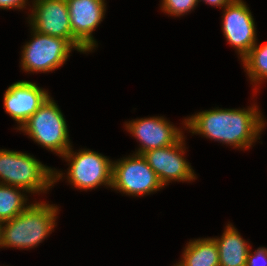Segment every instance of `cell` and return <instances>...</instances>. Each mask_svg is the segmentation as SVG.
Instances as JSON below:
<instances>
[{
    "label": "cell",
    "instance_id": "cell-1",
    "mask_svg": "<svg viewBox=\"0 0 267 266\" xmlns=\"http://www.w3.org/2000/svg\"><path fill=\"white\" fill-rule=\"evenodd\" d=\"M261 112L254 102L247 108L206 109L186 117V130L245 151L255 146L267 126Z\"/></svg>",
    "mask_w": 267,
    "mask_h": 266
},
{
    "label": "cell",
    "instance_id": "cell-2",
    "mask_svg": "<svg viewBox=\"0 0 267 266\" xmlns=\"http://www.w3.org/2000/svg\"><path fill=\"white\" fill-rule=\"evenodd\" d=\"M46 202L32 201L21 214L2 222L1 248L34 249L54 232L60 207Z\"/></svg>",
    "mask_w": 267,
    "mask_h": 266
},
{
    "label": "cell",
    "instance_id": "cell-3",
    "mask_svg": "<svg viewBox=\"0 0 267 266\" xmlns=\"http://www.w3.org/2000/svg\"><path fill=\"white\" fill-rule=\"evenodd\" d=\"M73 149L71 147L61 157L68 164L66 174L54 168V184L66 178L72 188L80 191L101 186L111 189L113 160L88 148H80L78 152Z\"/></svg>",
    "mask_w": 267,
    "mask_h": 266
},
{
    "label": "cell",
    "instance_id": "cell-4",
    "mask_svg": "<svg viewBox=\"0 0 267 266\" xmlns=\"http://www.w3.org/2000/svg\"><path fill=\"white\" fill-rule=\"evenodd\" d=\"M0 184L20 187L31 195L46 194L54 185V168L20 151L0 149Z\"/></svg>",
    "mask_w": 267,
    "mask_h": 266
},
{
    "label": "cell",
    "instance_id": "cell-5",
    "mask_svg": "<svg viewBox=\"0 0 267 266\" xmlns=\"http://www.w3.org/2000/svg\"><path fill=\"white\" fill-rule=\"evenodd\" d=\"M20 132L61 158L71 147L68 124L51 95L20 127Z\"/></svg>",
    "mask_w": 267,
    "mask_h": 266
},
{
    "label": "cell",
    "instance_id": "cell-6",
    "mask_svg": "<svg viewBox=\"0 0 267 266\" xmlns=\"http://www.w3.org/2000/svg\"><path fill=\"white\" fill-rule=\"evenodd\" d=\"M31 39L21 50L20 68L25 73H49L62 67L76 50L66 39L38 33L30 27ZM71 53V54H70Z\"/></svg>",
    "mask_w": 267,
    "mask_h": 266
},
{
    "label": "cell",
    "instance_id": "cell-7",
    "mask_svg": "<svg viewBox=\"0 0 267 266\" xmlns=\"http://www.w3.org/2000/svg\"><path fill=\"white\" fill-rule=\"evenodd\" d=\"M163 188L157 174L142 154L132 153L113 160L111 190L136 198L157 193Z\"/></svg>",
    "mask_w": 267,
    "mask_h": 266
},
{
    "label": "cell",
    "instance_id": "cell-8",
    "mask_svg": "<svg viewBox=\"0 0 267 266\" xmlns=\"http://www.w3.org/2000/svg\"><path fill=\"white\" fill-rule=\"evenodd\" d=\"M76 51L89 54L98 48L93 32L105 19L106 0H66ZM89 52V53H88Z\"/></svg>",
    "mask_w": 267,
    "mask_h": 266
},
{
    "label": "cell",
    "instance_id": "cell-9",
    "mask_svg": "<svg viewBox=\"0 0 267 266\" xmlns=\"http://www.w3.org/2000/svg\"><path fill=\"white\" fill-rule=\"evenodd\" d=\"M221 18L223 36L242 60L258 42L255 19L248 4L243 0H232L223 8Z\"/></svg>",
    "mask_w": 267,
    "mask_h": 266
},
{
    "label": "cell",
    "instance_id": "cell-10",
    "mask_svg": "<svg viewBox=\"0 0 267 266\" xmlns=\"http://www.w3.org/2000/svg\"><path fill=\"white\" fill-rule=\"evenodd\" d=\"M186 139L184 135L173 145L151 149L142 154L164 187L172 182L191 183L198 178L190 162L185 158Z\"/></svg>",
    "mask_w": 267,
    "mask_h": 266
},
{
    "label": "cell",
    "instance_id": "cell-11",
    "mask_svg": "<svg viewBox=\"0 0 267 266\" xmlns=\"http://www.w3.org/2000/svg\"><path fill=\"white\" fill-rule=\"evenodd\" d=\"M125 129L139 142L138 148L133 151L136 154L163 148L177 143L186 129V118L183 119V128H179L163 116L137 118L124 122Z\"/></svg>",
    "mask_w": 267,
    "mask_h": 266
},
{
    "label": "cell",
    "instance_id": "cell-12",
    "mask_svg": "<svg viewBox=\"0 0 267 266\" xmlns=\"http://www.w3.org/2000/svg\"><path fill=\"white\" fill-rule=\"evenodd\" d=\"M28 25L41 34L61 37L73 46V34L66 0H31Z\"/></svg>",
    "mask_w": 267,
    "mask_h": 266
},
{
    "label": "cell",
    "instance_id": "cell-13",
    "mask_svg": "<svg viewBox=\"0 0 267 266\" xmlns=\"http://www.w3.org/2000/svg\"><path fill=\"white\" fill-rule=\"evenodd\" d=\"M50 94L47 89L31 81L21 80L9 85L4 92L3 106L6 114L17 124L14 129L18 131Z\"/></svg>",
    "mask_w": 267,
    "mask_h": 266
},
{
    "label": "cell",
    "instance_id": "cell-14",
    "mask_svg": "<svg viewBox=\"0 0 267 266\" xmlns=\"http://www.w3.org/2000/svg\"><path fill=\"white\" fill-rule=\"evenodd\" d=\"M219 250V266H246L247 256L252 247L237 228L230 223L224 228L222 235L212 237Z\"/></svg>",
    "mask_w": 267,
    "mask_h": 266
},
{
    "label": "cell",
    "instance_id": "cell-15",
    "mask_svg": "<svg viewBox=\"0 0 267 266\" xmlns=\"http://www.w3.org/2000/svg\"><path fill=\"white\" fill-rule=\"evenodd\" d=\"M185 245L174 266H219V250L213 238H194Z\"/></svg>",
    "mask_w": 267,
    "mask_h": 266
},
{
    "label": "cell",
    "instance_id": "cell-16",
    "mask_svg": "<svg viewBox=\"0 0 267 266\" xmlns=\"http://www.w3.org/2000/svg\"><path fill=\"white\" fill-rule=\"evenodd\" d=\"M241 62L244 71L250 78L252 87H254L252 90L255 95L260 90L261 84L267 80V43L258 44L256 42Z\"/></svg>",
    "mask_w": 267,
    "mask_h": 266
},
{
    "label": "cell",
    "instance_id": "cell-17",
    "mask_svg": "<svg viewBox=\"0 0 267 266\" xmlns=\"http://www.w3.org/2000/svg\"><path fill=\"white\" fill-rule=\"evenodd\" d=\"M29 193L15 186L0 184V221L11 220L21 214L32 202ZM28 203V204H27Z\"/></svg>",
    "mask_w": 267,
    "mask_h": 266
},
{
    "label": "cell",
    "instance_id": "cell-18",
    "mask_svg": "<svg viewBox=\"0 0 267 266\" xmlns=\"http://www.w3.org/2000/svg\"><path fill=\"white\" fill-rule=\"evenodd\" d=\"M198 0H161L160 10L170 17H181L191 13L198 6Z\"/></svg>",
    "mask_w": 267,
    "mask_h": 266
},
{
    "label": "cell",
    "instance_id": "cell-19",
    "mask_svg": "<svg viewBox=\"0 0 267 266\" xmlns=\"http://www.w3.org/2000/svg\"><path fill=\"white\" fill-rule=\"evenodd\" d=\"M250 248L246 266H267V247L260 246L255 251Z\"/></svg>",
    "mask_w": 267,
    "mask_h": 266
},
{
    "label": "cell",
    "instance_id": "cell-20",
    "mask_svg": "<svg viewBox=\"0 0 267 266\" xmlns=\"http://www.w3.org/2000/svg\"><path fill=\"white\" fill-rule=\"evenodd\" d=\"M30 0H0L1 10H24L27 6L30 8Z\"/></svg>",
    "mask_w": 267,
    "mask_h": 266
},
{
    "label": "cell",
    "instance_id": "cell-21",
    "mask_svg": "<svg viewBox=\"0 0 267 266\" xmlns=\"http://www.w3.org/2000/svg\"><path fill=\"white\" fill-rule=\"evenodd\" d=\"M232 0H198V3L204 2L215 8H221V10L227 6Z\"/></svg>",
    "mask_w": 267,
    "mask_h": 266
}]
</instances>
